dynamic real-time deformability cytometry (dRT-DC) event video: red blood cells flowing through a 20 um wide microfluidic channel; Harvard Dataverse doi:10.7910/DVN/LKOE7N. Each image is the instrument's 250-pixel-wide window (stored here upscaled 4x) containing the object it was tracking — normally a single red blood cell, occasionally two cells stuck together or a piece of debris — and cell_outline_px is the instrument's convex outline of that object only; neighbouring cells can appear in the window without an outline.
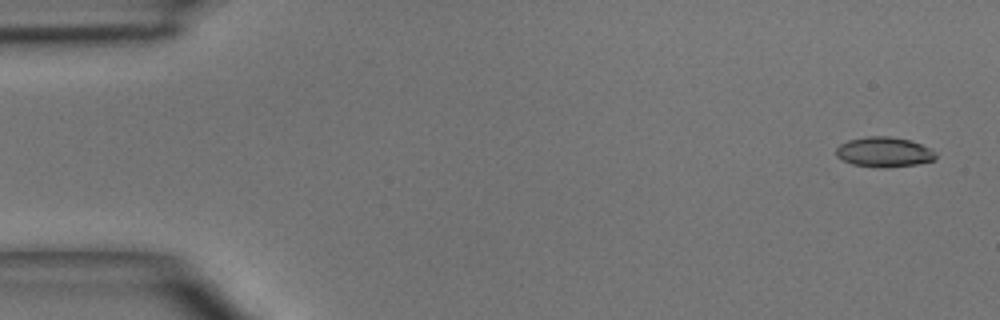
{"species": "common noctule bat (a hibernating species)", "species_latin": "Nyctalus noctula", "temperature_condition": "room temperature", "stored_images_in_passage": 6, "camera_frame_rate_fps": 3000, "um_per_image_px": 0.085, "animal": {"sex": "male", "body_mass_g": 15.6}, "frame": {"image": 1, "passage_image": 1, "time_ms": 0.0, "image_size_px": [1000, 320], "cell_outline_px": [[936, 160], [916, 164], [852, 164], [836, 156], [836, 148], [840, 144], [848, 140], [868, 136], [888, 136], [912, 140], [932, 148], [936, 152]], "centroid_in_image_um": [75.19, 12.85], "position_along_channel_um": 9.8, "area_um2": 16.65}}
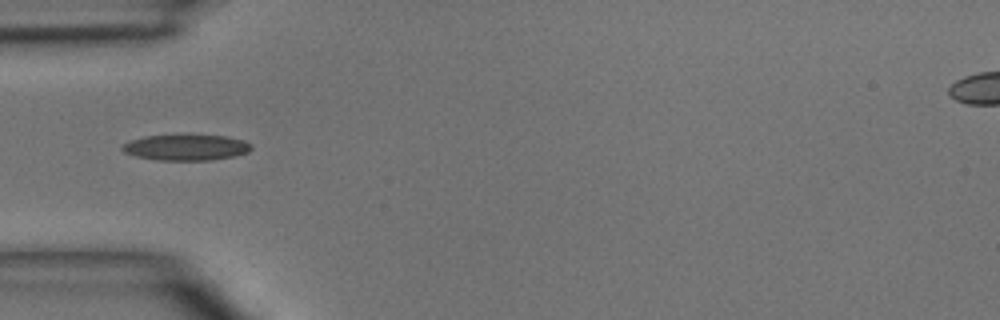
{"frame": {"image": 2, "passage_image": 4, "time_ms": 4.333, "image_size_px": [1000, 320], "cell_outline_px": [[252, 148], [248, 152], [236, 156], [212, 160], [156, 160], [136, 156], [124, 152], [120, 148], [124, 144], [132, 140], [144, 136], [228, 136], [244, 140], [252, 144]], "centroid_in_image_um": [15.86, 12.55], "position_along_channel_um": 69.1, "area_um2": 19.25}}
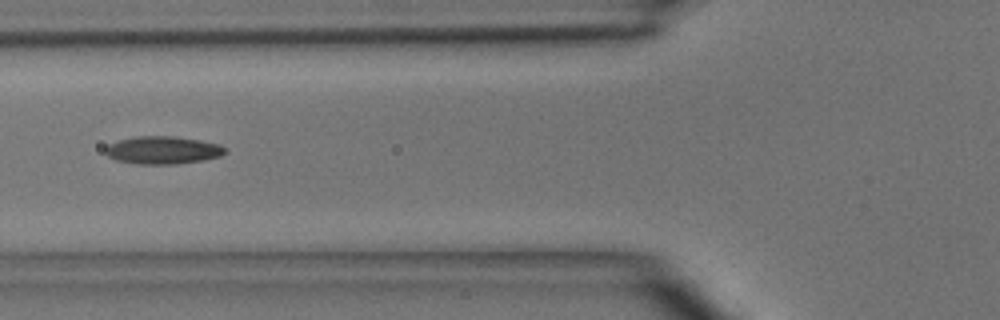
{"frame": {"image": 3, "passage_image": 5, "time_ms": 5.333, "image_size_px": [1000, 320], "cell_outline_px": [[228, 148], [220, 156], [204, 160], [176, 164], [140, 164], [116, 160], [108, 156], [104, 152], [104, 148], [108, 144], [120, 140], [136, 136], [172, 136], [200, 140], [220, 144]], "centroid_in_image_um": [13.84, 12.76], "position_along_channel_um": 112.0, "area_um2": 19.42}}